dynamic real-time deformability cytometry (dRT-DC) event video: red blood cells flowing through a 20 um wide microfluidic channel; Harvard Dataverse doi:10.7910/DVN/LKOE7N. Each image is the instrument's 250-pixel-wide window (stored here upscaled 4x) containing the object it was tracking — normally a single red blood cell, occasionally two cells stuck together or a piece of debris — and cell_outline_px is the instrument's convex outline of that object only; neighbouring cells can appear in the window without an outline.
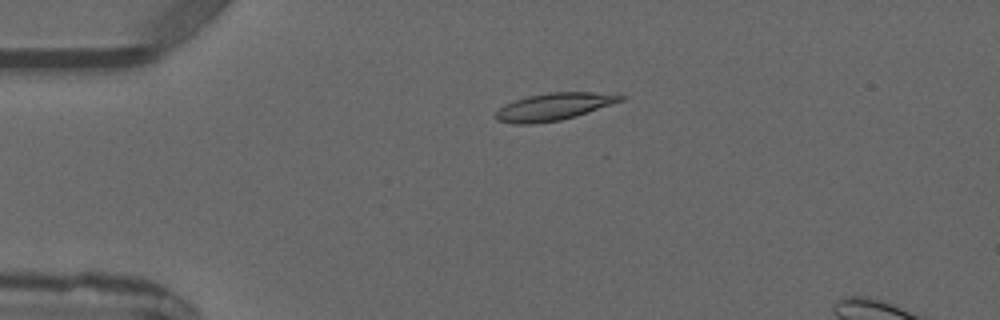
{"species": "common noctule bat (a hibernating species)", "species_latin": "Nyctalus noctula", "temperature_condition": "warm", "stored_images_in_passage": 3, "camera_frame_rate_fps": 3000, "um_per_image_px": 0.085, "animal": {"sex": "male", "forearm_length_mm": 52.5}, "frame": {"image": 1, "passage_image": 2, "time_ms": 1.0, "image_size_px": [1000, 320], "cell_outline_px": [[628, 96], [624, 100], [576, 116], [560, 120], [536, 124], [512, 124], [496, 120], [496, 112], [504, 104], [528, 96], [548, 92], [616, 92]], "centroid_in_image_um": [47.15, 9.05], "position_along_channel_um": 37.8, "area_um2": 20.17}}